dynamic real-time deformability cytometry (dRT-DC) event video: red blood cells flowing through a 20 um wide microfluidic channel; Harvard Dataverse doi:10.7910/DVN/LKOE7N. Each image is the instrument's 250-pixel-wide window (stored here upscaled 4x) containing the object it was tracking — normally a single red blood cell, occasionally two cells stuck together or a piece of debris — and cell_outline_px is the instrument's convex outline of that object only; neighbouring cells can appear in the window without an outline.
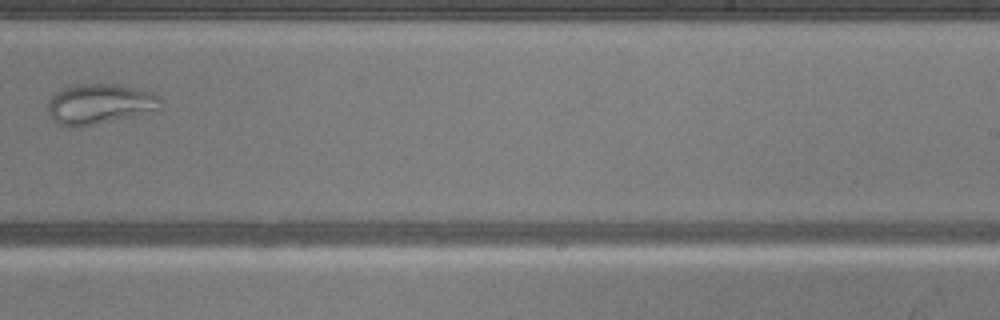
{"species": "common noctule bat (a hibernating species)", "species_latin": "Nyctalus noctula", "temperature_condition": "warm", "stored_images_in_passage": 6, "camera_frame_rate_fps": 3000, "um_per_image_px": 0.085, "animal": {"sex": "male", "body_mass_g": 20.5, "forearm_length_mm": 52.5}, "frame": {"image": 1, "passage_image": 6, "time_ms": 5.667, "image_size_px": [1000, 320], "cell_outline_px": [[160, 108], [132, 116], [72, 128], [68, 128], [56, 124], [52, 120], [48, 112], [48, 100], [60, 88], [72, 84], [116, 84], [152, 92], [160, 96]], "centroid_in_image_um": [8.38, 8.83], "position_along_channel_um": 280.6, "area_um2": 26.41}}